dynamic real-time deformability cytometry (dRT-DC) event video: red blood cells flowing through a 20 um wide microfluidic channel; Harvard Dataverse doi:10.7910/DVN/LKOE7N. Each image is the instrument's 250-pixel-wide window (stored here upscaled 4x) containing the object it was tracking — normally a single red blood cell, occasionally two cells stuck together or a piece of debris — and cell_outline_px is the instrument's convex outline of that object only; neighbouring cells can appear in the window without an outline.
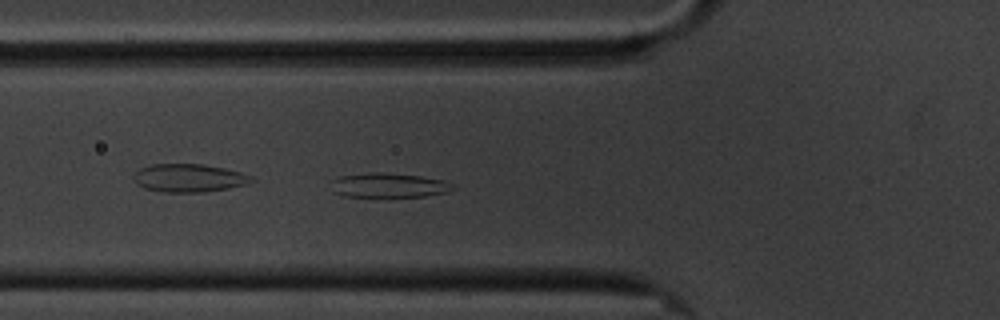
{"species": "common noctule bat (a hibernating species)", "species_latin": "Nyctalus noctula", "temperature_condition": "cold", "stored_images_in_passage": 59, "camera_frame_rate_fps": 3000, "um_per_image_px": 0.085, "animal": {"sex": "male", "body_mass_g": 20.1, "forearm_length_mm": 53.5}, "frame": {"image": 1, "passage_image": 20, "time_ms": 6.333, "image_size_px": [1000, 320], "cell_outline_px": [[456, 188], [448, 192], [424, 196], [344, 196], [332, 192], [332, 180], [340, 176], [368, 172], [380, 172], [420, 176], [444, 180], [452, 184]], "centroid_in_image_um": [33.04, 15.74], "position_along_channel_um": 92.8, "area_um2": 17.28}}
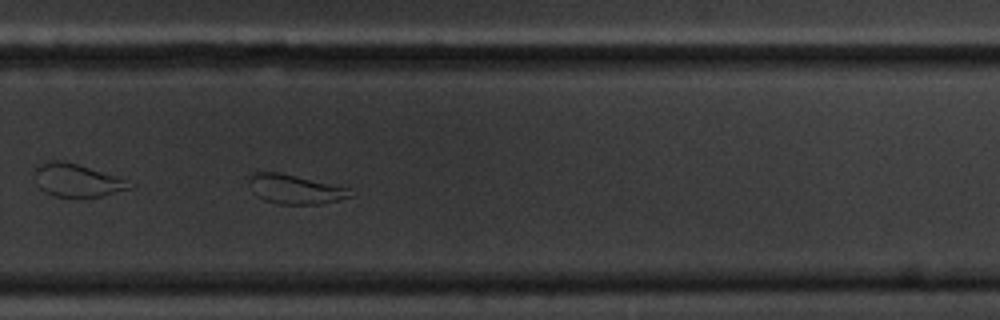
{"frame": {"image": 2, "passage_image": 39, "time_ms": 12.667, "image_size_px": [1000, 320], "cell_outline_px": [[356, 196], [320, 204], [280, 204], [264, 200], [256, 196], [252, 192], [248, 184], [248, 176], [256, 172], [280, 172], [348, 188]], "centroid_in_image_um": [25.05, 16.09], "position_along_channel_um": 304.8, "area_um2": 17.4}}
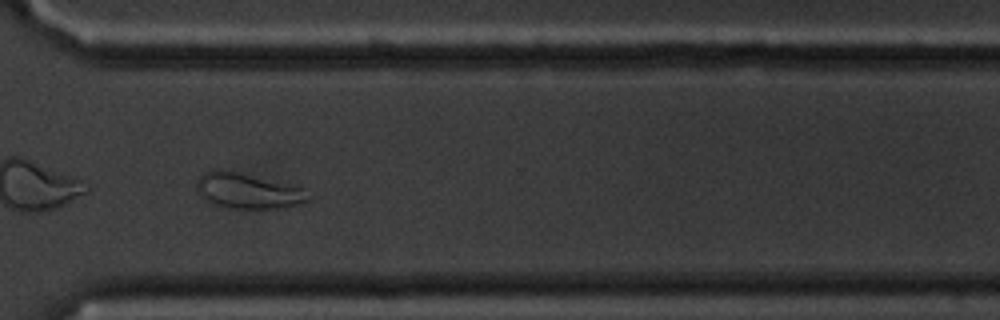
{"frame": {"image": 3, "passage_image": 43, "time_ms": 14.0, "image_size_px": [1000, 320], "cell_outline_px": [[312, 200], [296, 204], [276, 208], [232, 208], [216, 204], [204, 200], [200, 196], [196, 188], [196, 184], [200, 176], [204, 172], [212, 168], [220, 168], [292, 184], [304, 188], [312, 196]], "centroid_in_image_um": [21.07, 16.2], "position_along_channel_um": 349.5, "area_um2": 23.29}, "authors_computed_cell_mechanics": {"area_um2": 25.2586, "velocity_mm_per_s": 3.3421, "shape_relaxation_time_tau1_ms": null, "shape_relaxation_time_tau2_ms": 2.2891, "deformation_change_tau1": null, "deformation_change_tau2": 0.0828}}